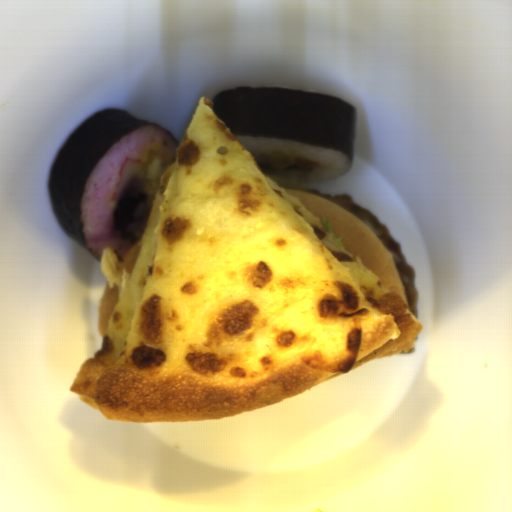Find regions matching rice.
<instances>
[{"instance_id": "023b6e5f", "label": "rice", "mask_w": 512, "mask_h": 512, "mask_svg": "<svg viewBox=\"0 0 512 512\" xmlns=\"http://www.w3.org/2000/svg\"><path fill=\"white\" fill-rule=\"evenodd\" d=\"M235 137L266 176L310 183L341 176L351 164L350 160L338 151L313 145L265 136ZM297 157L318 161L319 167L305 170L296 168Z\"/></svg>"}, {"instance_id": "652b925c", "label": "rice", "mask_w": 512, "mask_h": 512, "mask_svg": "<svg viewBox=\"0 0 512 512\" xmlns=\"http://www.w3.org/2000/svg\"><path fill=\"white\" fill-rule=\"evenodd\" d=\"M178 147L161 128L151 124L139 126L120 139L95 166L83 190L80 220L87 246L100 261L103 250L112 247L120 263L142 239L161 178L177 160ZM125 158L139 159L142 169L134 194H146L148 203L137 207L132 223L116 231L113 209L117 200L110 198Z\"/></svg>"}]
</instances>
